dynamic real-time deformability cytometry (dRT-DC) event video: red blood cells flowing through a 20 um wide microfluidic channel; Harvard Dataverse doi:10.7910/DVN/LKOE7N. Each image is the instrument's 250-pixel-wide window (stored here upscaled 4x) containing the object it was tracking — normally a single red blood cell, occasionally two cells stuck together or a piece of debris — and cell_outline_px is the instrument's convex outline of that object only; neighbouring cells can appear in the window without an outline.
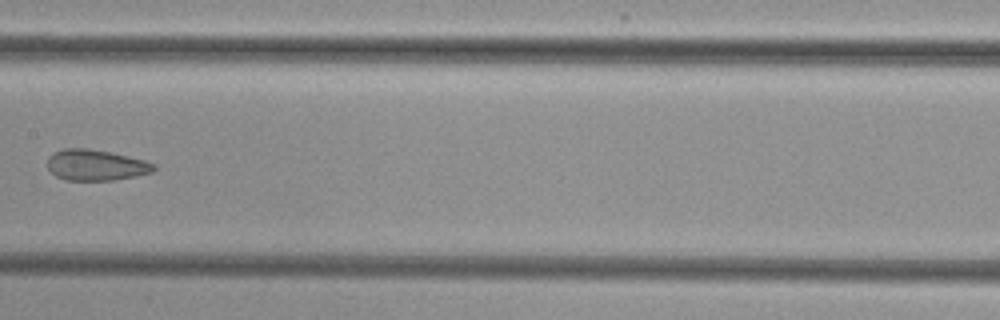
{"species": "common noctule bat (a hibernating species)", "species_latin": "Nyctalus noctula", "temperature_condition": "cold", "stored_images_in_passage": 10, "camera_frame_rate_fps": 3000, "um_per_image_px": 0.085, "animal": {"sex": "female", "body_mass_g": 29.2, "forearm_length_mm": 56.3}, "frame": {"image": 1, "passage_image": 9, "time_ms": 9.667, "image_size_px": [1000, 320], "cell_outline_px": [[156, 168], [152, 172], [112, 180], [64, 180], [56, 176], [48, 168], [48, 156], [52, 152], [64, 148], [88, 148], [112, 152], [144, 160], [156, 164]], "centroid_in_image_um": [8.12, 14.01], "position_along_channel_um": 199.3, "area_um2": 19.19}}
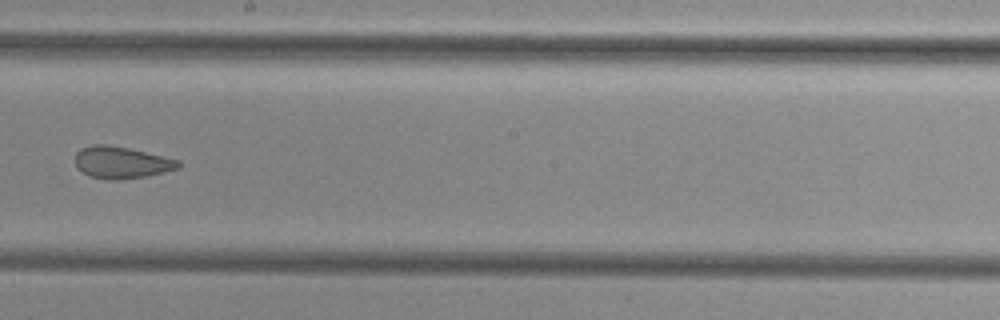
{"frame": {"image": 2, "passage_image": 10, "time_ms": 10.667, "image_size_px": [1000, 320], "cell_outline_px": [[180, 168], [164, 172], [144, 176], [116, 180], [108, 180], [88, 176], [80, 172], [76, 168], [76, 152], [80, 148], [92, 144], [104, 144], [128, 148], [180, 160]], "centroid_in_image_um": [10.28, 13.81], "position_along_channel_um": 237.9, "area_um2": 19.25}}